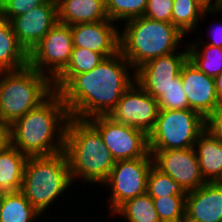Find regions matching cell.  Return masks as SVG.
Returning <instances> with one entry per match:
<instances>
[{"instance_id":"cell-1","label":"cell","mask_w":222,"mask_h":222,"mask_svg":"<svg viewBox=\"0 0 222 222\" xmlns=\"http://www.w3.org/2000/svg\"><path fill=\"white\" fill-rule=\"evenodd\" d=\"M134 82L135 70L119 51L91 71L74 75L58 93L70 117L88 120L109 116Z\"/></svg>"},{"instance_id":"cell-2","label":"cell","mask_w":222,"mask_h":222,"mask_svg":"<svg viewBox=\"0 0 222 222\" xmlns=\"http://www.w3.org/2000/svg\"><path fill=\"white\" fill-rule=\"evenodd\" d=\"M69 118L62 96L54 91L37 108L10 125L11 145L27 157L60 153L64 151Z\"/></svg>"},{"instance_id":"cell-3","label":"cell","mask_w":222,"mask_h":222,"mask_svg":"<svg viewBox=\"0 0 222 222\" xmlns=\"http://www.w3.org/2000/svg\"><path fill=\"white\" fill-rule=\"evenodd\" d=\"M64 152L72 183L77 179L102 186L116 162L99 131L88 120L73 117L67 122Z\"/></svg>"},{"instance_id":"cell-4","label":"cell","mask_w":222,"mask_h":222,"mask_svg":"<svg viewBox=\"0 0 222 222\" xmlns=\"http://www.w3.org/2000/svg\"><path fill=\"white\" fill-rule=\"evenodd\" d=\"M123 25L119 51L134 70L151 59L177 52L187 36L172 23L145 16L129 19Z\"/></svg>"},{"instance_id":"cell-5","label":"cell","mask_w":222,"mask_h":222,"mask_svg":"<svg viewBox=\"0 0 222 222\" xmlns=\"http://www.w3.org/2000/svg\"><path fill=\"white\" fill-rule=\"evenodd\" d=\"M71 186L69 163L64 151L50 156L28 157L20 191L41 214L46 215L45 210L54 206L57 198Z\"/></svg>"},{"instance_id":"cell-6","label":"cell","mask_w":222,"mask_h":222,"mask_svg":"<svg viewBox=\"0 0 222 222\" xmlns=\"http://www.w3.org/2000/svg\"><path fill=\"white\" fill-rule=\"evenodd\" d=\"M53 92V82L30 66L0 72V119L12 125Z\"/></svg>"},{"instance_id":"cell-7","label":"cell","mask_w":222,"mask_h":222,"mask_svg":"<svg viewBox=\"0 0 222 222\" xmlns=\"http://www.w3.org/2000/svg\"><path fill=\"white\" fill-rule=\"evenodd\" d=\"M205 130L206 119L195 110H159L148 134L149 150L192 148Z\"/></svg>"},{"instance_id":"cell-8","label":"cell","mask_w":222,"mask_h":222,"mask_svg":"<svg viewBox=\"0 0 222 222\" xmlns=\"http://www.w3.org/2000/svg\"><path fill=\"white\" fill-rule=\"evenodd\" d=\"M72 50L70 26L57 22L28 53V66L53 82L69 64Z\"/></svg>"},{"instance_id":"cell-9","label":"cell","mask_w":222,"mask_h":222,"mask_svg":"<svg viewBox=\"0 0 222 222\" xmlns=\"http://www.w3.org/2000/svg\"><path fill=\"white\" fill-rule=\"evenodd\" d=\"M153 165V157L148 153L138 159L115 162L108 179L102 184L110 187L109 211L112 214L125 201L147 192V179Z\"/></svg>"},{"instance_id":"cell-10","label":"cell","mask_w":222,"mask_h":222,"mask_svg":"<svg viewBox=\"0 0 222 222\" xmlns=\"http://www.w3.org/2000/svg\"><path fill=\"white\" fill-rule=\"evenodd\" d=\"M88 121L99 131L116 161L138 159L149 153L148 135L144 131L120 124L110 116H95Z\"/></svg>"},{"instance_id":"cell-11","label":"cell","mask_w":222,"mask_h":222,"mask_svg":"<svg viewBox=\"0 0 222 222\" xmlns=\"http://www.w3.org/2000/svg\"><path fill=\"white\" fill-rule=\"evenodd\" d=\"M158 113L157 99L134 82L121 96L109 116L120 124L140 129L148 135L156 124Z\"/></svg>"},{"instance_id":"cell-12","label":"cell","mask_w":222,"mask_h":222,"mask_svg":"<svg viewBox=\"0 0 222 222\" xmlns=\"http://www.w3.org/2000/svg\"><path fill=\"white\" fill-rule=\"evenodd\" d=\"M153 165L169 175L186 192L193 191L206 183L199 166L194 147L173 150H149Z\"/></svg>"},{"instance_id":"cell-13","label":"cell","mask_w":222,"mask_h":222,"mask_svg":"<svg viewBox=\"0 0 222 222\" xmlns=\"http://www.w3.org/2000/svg\"><path fill=\"white\" fill-rule=\"evenodd\" d=\"M182 47L180 52L151 59L135 70L136 82L153 98L157 99L175 82V77L180 74L182 66L188 60V48Z\"/></svg>"},{"instance_id":"cell-14","label":"cell","mask_w":222,"mask_h":222,"mask_svg":"<svg viewBox=\"0 0 222 222\" xmlns=\"http://www.w3.org/2000/svg\"><path fill=\"white\" fill-rule=\"evenodd\" d=\"M180 78L189 109L195 110L207 119L220 103L214 77L200 71L188 59L181 68Z\"/></svg>"},{"instance_id":"cell-15","label":"cell","mask_w":222,"mask_h":222,"mask_svg":"<svg viewBox=\"0 0 222 222\" xmlns=\"http://www.w3.org/2000/svg\"><path fill=\"white\" fill-rule=\"evenodd\" d=\"M57 22L56 0H48L45 4L10 20L13 32L28 53Z\"/></svg>"},{"instance_id":"cell-16","label":"cell","mask_w":222,"mask_h":222,"mask_svg":"<svg viewBox=\"0 0 222 222\" xmlns=\"http://www.w3.org/2000/svg\"><path fill=\"white\" fill-rule=\"evenodd\" d=\"M111 20L71 25L73 47L101 53L106 58L119 52V25Z\"/></svg>"},{"instance_id":"cell-17","label":"cell","mask_w":222,"mask_h":222,"mask_svg":"<svg viewBox=\"0 0 222 222\" xmlns=\"http://www.w3.org/2000/svg\"><path fill=\"white\" fill-rule=\"evenodd\" d=\"M185 220L188 222H222V182H206L187 192Z\"/></svg>"},{"instance_id":"cell-18","label":"cell","mask_w":222,"mask_h":222,"mask_svg":"<svg viewBox=\"0 0 222 222\" xmlns=\"http://www.w3.org/2000/svg\"><path fill=\"white\" fill-rule=\"evenodd\" d=\"M57 20L69 26L109 20L105 0H56Z\"/></svg>"},{"instance_id":"cell-19","label":"cell","mask_w":222,"mask_h":222,"mask_svg":"<svg viewBox=\"0 0 222 222\" xmlns=\"http://www.w3.org/2000/svg\"><path fill=\"white\" fill-rule=\"evenodd\" d=\"M194 149L206 182H222V140L207 129L198 137Z\"/></svg>"},{"instance_id":"cell-20","label":"cell","mask_w":222,"mask_h":222,"mask_svg":"<svg viewBox=\"0 0 222 222\" xmlns=\"http://www.w3.org/2000/svg\"><path fill=\"white\" fill-rule=\"evenodd\" d=\"M28 66V52L19 43L10 21L0 18V72Z\"/></svg>"},{"instance_id":"cell-21","label":"cell","mask_w":222,"mask_h":222,"mask_svg":"<svg viewBox=\"0 0 222 222\" xmlns=\"http://www.w3.org/2000/svg\"><path fill=\"white\" fill-rule=\"evenodd\" d=\"M28 157L11 144L0 151V192L20 191Z\"/></svg>"},{"instance_id":"cell-22","label":"cell","mask_w":222,"mask_h":222,"mask_svg":"<svg viewBox=\"0 0 222 222\" xmlns=\"http://www.w3.org/2000/svg\"><path fill=\"white\" fill-rule=\"evenodd\" d=\"M222 12V5L216 8L207 9L198 0H174L172 8V24L175 25L184 35L199 28V22L208 13Z\"/></svg>"},{"instance_id":"cell-23","label":"cell","mask_w":222,"mask_h":222,"mask_svg":"<svg viewBox=\"0 0 222 222\" xmlns=\"http://www.w3.org/2000/svg\"><path fill=\"white\" fill-rule=\"evenodd\" d=\"M198 40L196 42L193 40L191 43L187 41V44H190L186 45L189 46L188 59L200 71L215 78L222 73V48L204 44L203 39L198 38Z\"/></svg>"},{"instance_id":"cell-24","label":"cell","mask_w":222,"mask_h":222,"mask_svg":"<svg viewBox=\"0 0 222 222\" xmlns=\"http://www.w3.org/2000/svg\"><path fill=\"white\" fill-rule=\"evenodd\" d=\"M101 53L89 49L73 47L71 59L64 71L53 81V89L58 92L74 75L91 71L105 60Z\"/></svg>"},{"instance_id":"cell-25","label":"cell","mask_w":222,"mask_h":222,"mask_svg":"<svg viewBox=\"0 0 222 222\" xmlns=\"http://www.w3.org/2000/svg\"><path fill=\"white\" fill-rule=\"evenodd\" d=\"M41 216L21 191L3 193L0 222H35Z\"/></svg>"},{"instance_id":"cell-26","label":"cell","mask_w":222,"mask_h":222,"mask_svg":"<svg viewBox=\"0 0 222 222\" xmlns=\"http://www.w3.org/2000/svg\"><path fill=\"white\" fill-rule=\"evenodd\" d=\"M128 222H161L152 197L146 192L121 204L112 214Z\"/></svg>"},{"instance_id":"cell-27","label":"cell","mask_w":222,"mask_h":222,"mask_svg":"<svg viewBox=\"0 0 222 222\" xmlns=\"http://www.w3.org/2000/svg\"><path fill=\"white\" fill-rule=\"evenodd\" d=\"M148 0H105L108 19L117 23L144 16Z\"/></svg>"},{"instance_id":"cell-28","label":"cell","mask_w":222,"mask_h":222,"mask_svg":"<svg viewBox=\"0 0 222 222\" xmlns=\"http://www.w3.org/2000/svg\"><path fill=\"white\" fill-rule=\"evenodd\" d=\"M147 193L152 198L170 195H187L184 188L169 175L152 165L147 179Z\"/></svg>"},{"instance_id":"cell-29","label":"cell","mask_w":222,"mask_h":222,"mask_svg":"<svg viewBox=\"0 0 222 222\" xmlns=\"http://www.w3.org/2000/svg\"><path fill=\"white\" fill-rule=\"evenodd\" d=\"M186 195H170L152 198L161 222H181L185 220Z\"/></svg>"},{"instance_id":"cell-30","label":"cell","mask_w":222,"mask_h":222,"mask_svg":"<svg viewBox=\"0 0 222 222\" xmlns=\"http://www.w3.org/2000/svg\"><path fill=\"white\" fill-rule=\"evenodd\" d=\"M159 110H184L189 109L186 93L184 92L180 74L157 98Z\"/></svg>"},{"instance_id":"cell-31","label":"cell","mask_w":222,"mask_h":222,"mask_svg":"<svg viewBox=\"0 0 222 222\" xmlns=\"http://www.w3.org/2000/svg\"><path fill=\"white\" fill-rule=\"evenodd\" d=\"M48 0H1L0 18L10 21L23 15L35 7L45 4Z\"/></svg>"},{"instance_id":"cell-32","label":"cell","mask_w":222,"mask_h":222,"mask_svg":"<svg viewBox=\"0 0 222 222\" xmlns=\"http://www.w3.org/2000/svg\"><path fill=\"white\" fill-rule=\"evenodd\" d=\"M174 0H148L144 16L157 21L172 23Z\"/></svg>"},{"instance_id":"cell-33","label":"cell","mask_w":222,"mask_h":222,"mask_svg":"<svg viewBox=\"0 0 222 222\" xmlns=\"http://www.w3.org/2000/svg\"><path fill=\"white\" fill-rule=\"evenodd\" d=\"M206 129L216 138L222 140V102L206 119Z\"/></svg>"},{"instance_id":"cell-34","label":"cell","mask_w":222,"mask_h":222,"mask_svg":"<svg viewBox=\"0 0 222 222\" xmlns=\"http://www.w3.org/2000/svg\"><path fill=\"white\" fill-rule=\"evenodd\" d=\"M11 144L10 126L0 119V151Z\"/></svg>"},{"instance_id":"cell-35","label":"cell","mask_w":222,"mask_h":222,"mask_svg":"<svg viewBox=\"0 0 222 222\" xmlns=\"http://www.w3.org/2000/svg\"><path fill=\"white\" fill-rule=\"evenodd\" d=\"M210 32L212 33L211 34L212 36H209L210 37L209 40H211V42L205 41L204 44H209V45H213V46L222 48V22L218 26H211Z\"/></svg>"},{"instance_id":"cell-36","label":"cell","mask_w":222,"mask_h":222,"mask_svg":"<svg viewBox=\"0 0 222 222\" xmlns=\"http://www.w3.org/2000/svg\"><path fill=\"white\" fill-rule=\"evenodd\" d=\"M216 93L219 101L222 102V73L214 78Z\"/></svg>"},{"instance_id":"cell-37","label":"cell","mask_w":222,"mask_h":222,"mask_svg":"<svg viewBox=\"0 0 222 222\" xmlns=\"http://www.w3.org/2000/svg\"><path fill=\"white\" fill-rule=\"evenodd\" d=\"M198 1L201 2L207 9L216 8L222 5V0H198Z\"/></svg>"},{"instance_id":"cell-38","label":"cell","mask_w":222,"mask_h":222,"mask_svg":"<svg viewBox=\"0 0 222 222\" xmlns=\"http://www.w3.org/2000/svg\"><path fill=\"white\" fill-rule=\"evenodd\" d=\"M2 201H3V192H0V212L2 208Z\"/></svg>"}]
</instances>
